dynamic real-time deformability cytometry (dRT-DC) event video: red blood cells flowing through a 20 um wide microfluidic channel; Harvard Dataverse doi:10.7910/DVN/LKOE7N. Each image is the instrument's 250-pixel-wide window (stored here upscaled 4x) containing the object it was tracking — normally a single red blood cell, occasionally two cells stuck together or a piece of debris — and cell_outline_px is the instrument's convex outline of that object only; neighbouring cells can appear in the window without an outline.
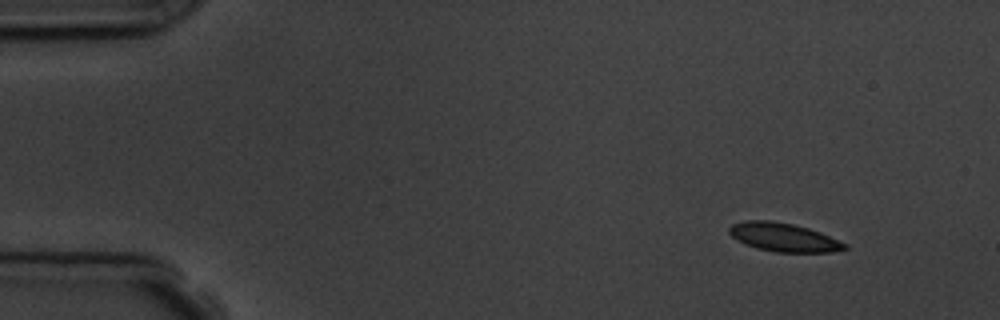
{"species": "common noctule bat (a hibernating species)", "species_latin": "Nyctalus noctula", "temperature_condition": "room temperature", "stored_images_in_passage": 4, "camera_frame_rate_fps": 3000, "um_per_image_px": 0.085, "animal": {"sex": "male", "body_mass_g": 19.5, "forearm_length_mm": 54.6}, "frame": {"image": 1, "passage_image": 1, "time_ms": 0.0, "image_size_px": [1000, 320], "cell_outline_px": [[848, 248], [832, 252], [776, 252], [756, 248], [744, 244], [732, 236], [728, 232], [728, 228], [732, 224], [744, 220], [772, 220], [792, 224], [808, 228], [820, 232], [848, 244]], "centroid_in_image_um": [66.6, 20.16], "position_along_channel_um": 18.4, "area_um2": 19.31}}
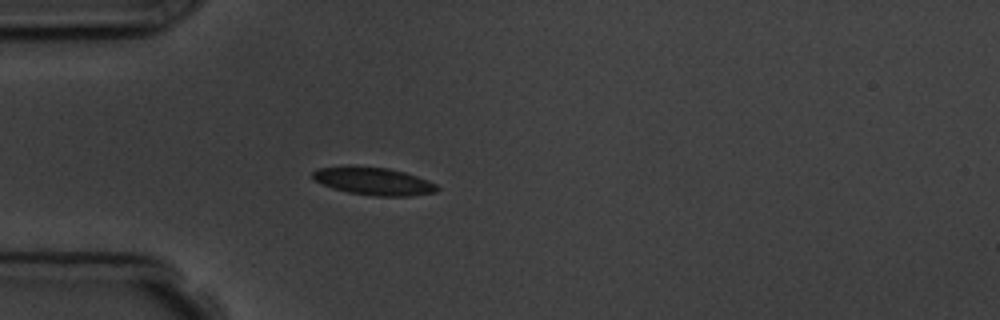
{"frame": {"image": 2, "passage_image": 4, "time_ms": 3.333, "image_size_px": [1000, 320], "cell_outline_px": [[440, 188], [436, 192], [408, 196], [376, 196], [348, 192], [332, 188], [316, 180], [312, 176], [312, 172], [316, 168], [348, 164], [388, 168], [404, 172], [428, 180], [436, 184]], "centroid_in_image_um": [31.72, 15.37], "position_along_channel_um": 53.3, "area_um2": 20.35}}